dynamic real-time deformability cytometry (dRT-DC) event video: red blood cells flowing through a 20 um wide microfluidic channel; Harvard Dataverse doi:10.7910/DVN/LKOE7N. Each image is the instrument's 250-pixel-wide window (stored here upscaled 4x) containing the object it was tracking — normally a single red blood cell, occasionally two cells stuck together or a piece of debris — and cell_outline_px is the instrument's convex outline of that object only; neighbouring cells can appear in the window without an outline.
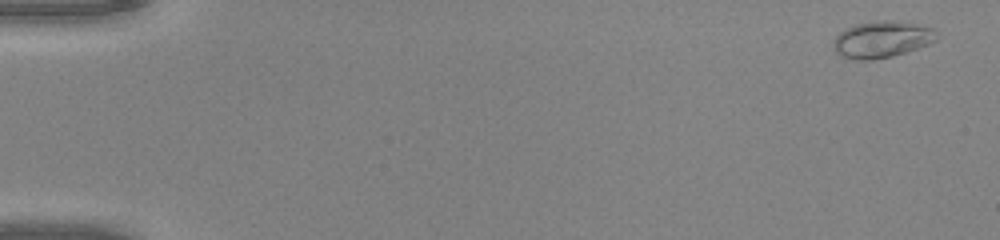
{"species": "common noctule bat (a hibernating species)", "species_latin": "Nyctalus noctula", "temperature_condition": "warm", "stored_images_in_passage": 50, "camera_frame_rate_fps": 3000, "um_per_image_px": 0.085, "animal": {"sex": "male", "body_mass_g": 20.0, "forearm_length_mm": 53.3}, "frame": {"image": 1, "passage_image": 2, "time_ms": 0.333, "image_size_px": [1000, 240], "cell_outline_px": [[940, 36], [936, 40], [928, 44], [892, 56], [872, 60], [856, 60], [840, 56], [836, 52], [832, 44], [836, 36], [844, 28], [856, 24], [880, 20], [884, 20], [916, 24], [932, 28]], "centroid_in_image_um": [74.93, 3.36], "position_along_channel_um": 10.1, "area_um2": 21.91}}
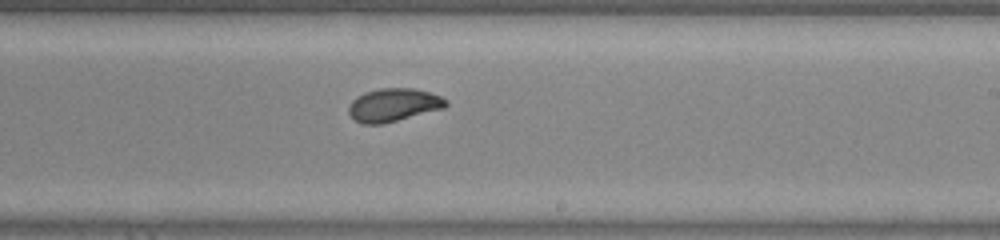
{"frame": {"image": 2, "passage_image": 31, "time_ms": 10.0, "image_size_px": [1000, 240], "cell_outline_px": [[448, 104], [444, 108], [384, 124], [364, 124], [356, 120], [348, 112], [348, 108], [352, 100], [356, 96], [364, 92], [380, 88], [412, 88], [428, 92], [440, 96], [448, 100]], "centroid_in_image_um": [33.44, 8.92], "position_along_channel_um": 255.6, "area_um2": 18.79}}
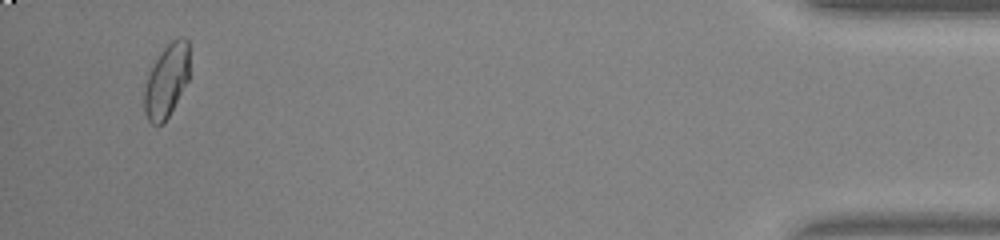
{"frame": {"image": 3, "passage_image": 48, "time_ms": 15.667, "image_size_px": [1000, 240], "cell_outline_px": [[188, 80], [164, 124], [156, 128], [148, 120], [144, 112], [144, 88], [148, 76], [156, 60], [164, 48], [172, 40], [180, 36], [188, 40]], "centroid_in_image_um": [14.14, 6.92], "position_along_channel_um": 421.1, "area_um2": 19.13}, "authors_computed_cell_mechanics": {"area_um2": 19.2474, "velocity_mm_per_s": 4.1933, "shape_relaxation_time_tau1_ms": 3.3075, "shape_relaxation_time_tau2_ms": null, "deformation_change_tau1": 0.1247, "deformation_change_tau2": null}}